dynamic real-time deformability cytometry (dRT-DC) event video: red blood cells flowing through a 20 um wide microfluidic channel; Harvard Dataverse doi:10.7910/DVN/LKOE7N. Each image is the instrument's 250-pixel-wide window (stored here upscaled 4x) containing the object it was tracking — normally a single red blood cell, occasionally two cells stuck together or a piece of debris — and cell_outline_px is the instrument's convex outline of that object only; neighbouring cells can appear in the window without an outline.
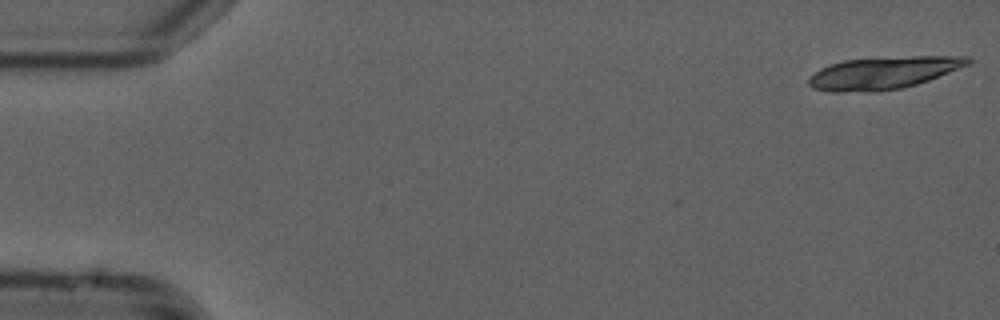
{"species": "common noctule bat (a hibernating species)", "species_latin": "Nyctalus noctula", "temperature_condition": "cold", "stored_images_in_passage": 18, "camera_frame_rate_fps": 3000, "um_per_image_px": 0.085, "animal": {"sex": "male", "forearm_length_mm": 52.5}, "frame": {"image": 1, "passage_image": 1, "time_ms": 0.0, "image_size_px": [1000, 320], "cell_outline_px": [[972, 64], [928, 80], [916, 84], [900, 88], [876, 92], [828, 92], [812, 88], [808, 84], [808, 76], [820, 68], [828, 64], [844, 60], [912, 56], [968, 56], [972, 60]], "centroid_in_image_um": [75.06, 6.2], "position_along_channel_um": 9.9, "area_um2": 30.29}}